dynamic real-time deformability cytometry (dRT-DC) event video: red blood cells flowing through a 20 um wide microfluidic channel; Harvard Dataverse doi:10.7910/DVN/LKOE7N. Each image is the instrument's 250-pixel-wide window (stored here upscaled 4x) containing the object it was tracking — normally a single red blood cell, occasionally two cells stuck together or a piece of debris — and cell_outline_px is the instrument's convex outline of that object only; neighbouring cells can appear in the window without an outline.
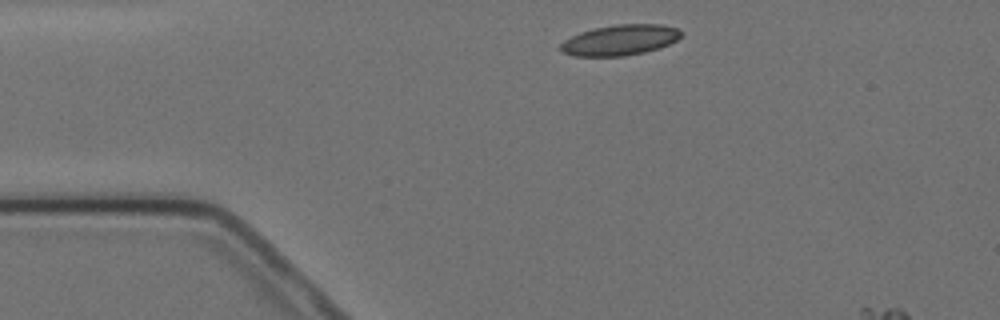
{"species": "Egyptian fruit bat (a non-hibernating species)", "species_latin": "Rousettus aegyptiacus", "temperature_condition": "cold", "stored_images_in_passage": 2, "camera_frame_rate_fps": 3000, "um_per_image_px": 0.085, "animal": {"sex": "female"}, "frame": {"image": 1, "passage_image": 1, "time_ms": 0.0, "image_size_px": [1000, 320], "cell_outline_px": [[684, 32], [676, 40], [668, 44], [644, 52], [624, 56], [576, 56], [564, 52], [560, 48], [560, 44], [564, 40], [580, 32], [596, 28], [616, 24], [664, 24], [676, 28]], "centroid_in_image_um": [52.71, 3.39], "position_along_channel_um": 32.3, "area_um2": 21.27}}